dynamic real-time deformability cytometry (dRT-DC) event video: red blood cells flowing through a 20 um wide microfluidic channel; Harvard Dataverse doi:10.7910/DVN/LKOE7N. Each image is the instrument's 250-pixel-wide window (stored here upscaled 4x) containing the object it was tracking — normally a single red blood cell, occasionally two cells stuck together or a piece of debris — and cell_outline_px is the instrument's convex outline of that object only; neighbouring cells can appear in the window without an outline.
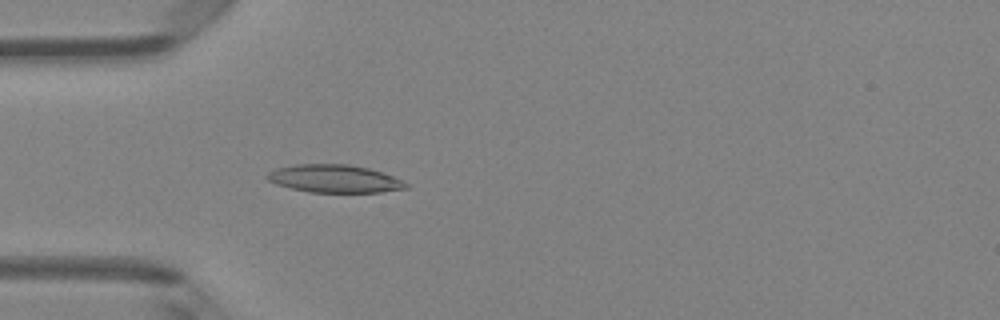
{"species": "Egyptian fruit bat (a non-hibernating species)", "species_latin": "Rousettus aegyptiacus", "temperature_condition": "room temperature", "stored_images_in_passage": 49, "camera_frame_rate_fps": 3000, "um_per_image_px": 0.085, "animal": {"sex": "female"}, "frame": {"image": 1, "passage_image": 15, "time_ms": 4.667, "image_size_px": [1000, 320], "cell_outline_px": [[408, 188], [380, 192], [308, 192], [276, 184], [268, 180], [264, 176], [268, 172], [276, 168], [296, 164], [348, 164], [368, 168], [392, 176], [408, 184]], "centroid_in_image_um": [28.38, 15.18], "position_along_channel_um": 56.6, "area_um2": 22.37}}
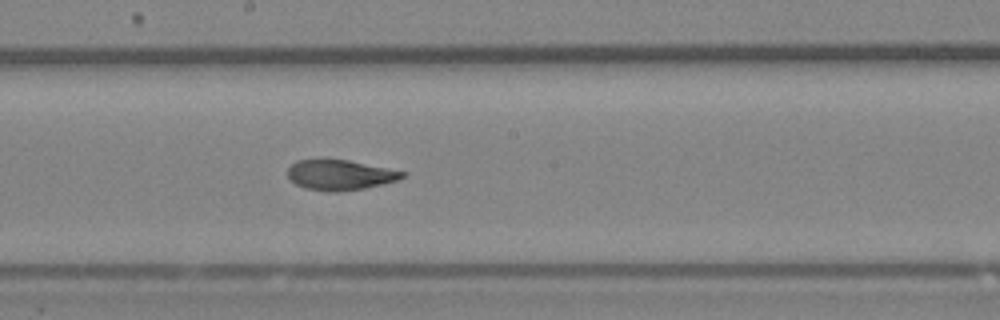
{"frame": {"image": 2, "passage_image": 27, "time_ms": 8.667, "image_size_px": [1000, 320], "cell_outline_px": [[408, 172], [404, 176], [396, 180], [364, 188], [340, 192], [328, 192], [304, 188], [296, 184], [288, 176], [288, 168], [296, 160], [320, 156], [348, 160]], "centroid_in_image_um": [28.84, 14.83], "position_along_channel_um": 219.4, "area_um2": 20.75}}
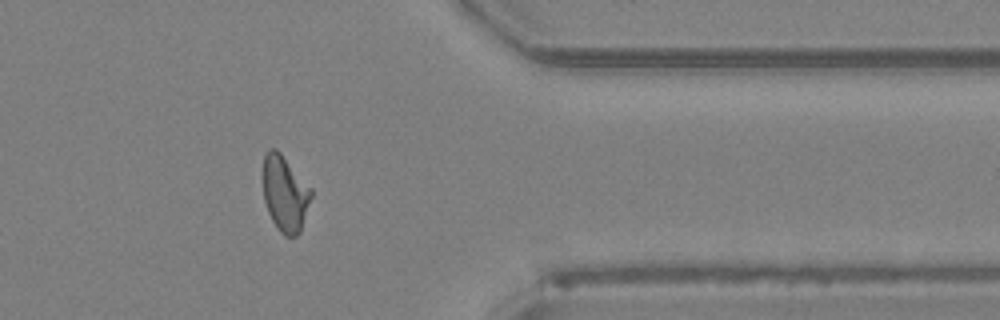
{"frame": {"image": 3, "passage_image": 40, "time_ms": 13.0, "image_size_px": [1000, 320], "cell_outline_px": [[312, 196], [300, 232], [296, 236], [284, 236], [276, 228], [268, 212], [264, 200], [264, 156], [268, 148], [276, 148], [280, 152], [312, 188]], "centroid_in_image_um": [24.24, 16.46], "position_along_channel_um": 387.2, "area_um2": 21.27}, "authors_computed_cell_mechanics": {"area_um2": 21.5594, "velocity_mm_per_s": 4.213, "shape_relaxation_time_tau1_ms": 5.714, "shape_relaxation_time_tau2_ms": 1.777, "deformation_change_tau1": 0.189, "deformation_change_tau2": 0.0802}}